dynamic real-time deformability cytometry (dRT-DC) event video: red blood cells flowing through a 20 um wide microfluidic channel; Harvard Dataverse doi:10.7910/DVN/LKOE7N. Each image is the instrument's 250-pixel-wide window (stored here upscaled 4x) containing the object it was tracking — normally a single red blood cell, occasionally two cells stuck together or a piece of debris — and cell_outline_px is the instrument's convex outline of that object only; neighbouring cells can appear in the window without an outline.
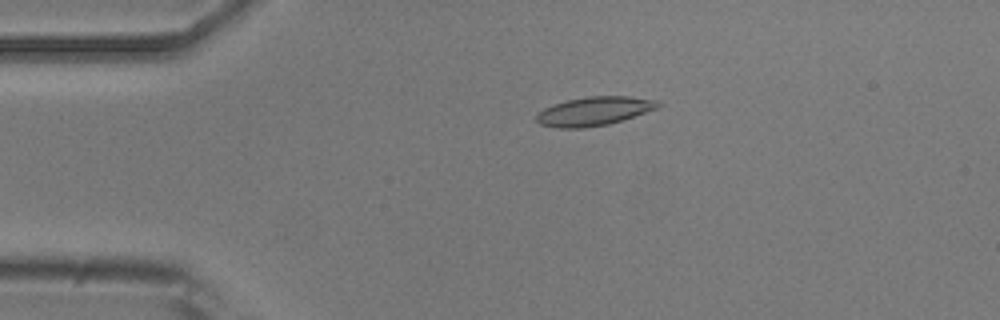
{"species": "common noctule bat (a hibernating species)", "species_latin": "Nyctalus noctula", "temperature_condition": "room temperature", "stored_images_in_passage": 5, "camera_frame_rate_fps": 3000, "um_per_image_px": 0.085, "animal": {"sex": "male", "body_mass_g": 20.5, "forearm_length_mm": 52.5}, "frame": {"image": 1, "passage_image": 4, "time_ms": 3.333, "image_size_px": [1000, 320], "cell_outline_px": [[664, 104], [660, 108], [608, 124], [584, 128], [556, 128], [540, 124], [536, 120], [536, 112], [552, 104], [568, 100], [588, 96], [628, 96], [660, 100]], "centroid_in_image_um": [50.53, 9.44], "position_along_channel_um": 34.5, "area_um2": 20.69}}